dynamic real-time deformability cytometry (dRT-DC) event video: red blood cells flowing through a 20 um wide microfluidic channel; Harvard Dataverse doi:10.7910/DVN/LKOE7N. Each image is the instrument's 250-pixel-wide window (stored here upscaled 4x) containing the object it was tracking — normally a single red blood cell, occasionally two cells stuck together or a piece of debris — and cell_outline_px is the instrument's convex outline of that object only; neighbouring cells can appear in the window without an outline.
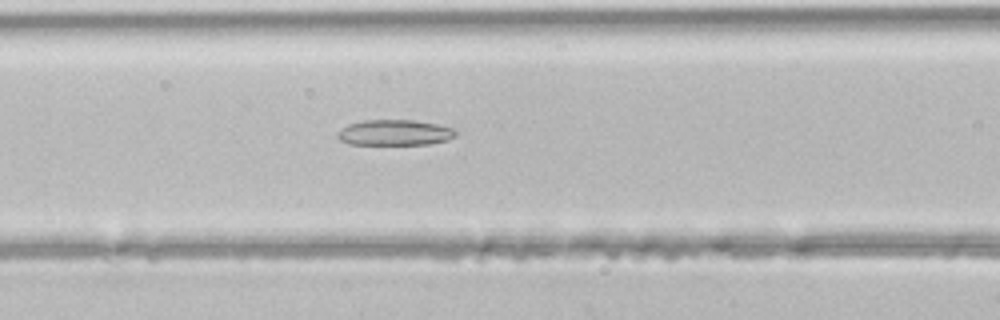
{"species": "common noctule bat (a hibernating species)", "species_latin": "Nyctalus noctula", "temperature_condition": "room temperature", "stored_images_in_passage": 32, "camera_frame_rate_fps": 3000, "um_per_image_px": 0.085, "animal": {"sex": "male", "body_mass_g": 21.5, "forearm_length_mm": 52.0}, "frame": {"image": 1, "passage_image": 5, "time_ms": 1.333, "image_size_px": [1000, 320], "cell_outline_px": [[456, 136], [448, 140], [428, 144], [348, 144], [340, 140], [336, 136], [336, 132], [340, 128], [348, 124], [364, 120], [412, 120], [436, 124], [452, 128], [456, 132]], "centroid_in_image_um": [33.5, 11.27], "position_along_channel_um": 133.1, "area_um2": 17.69}}
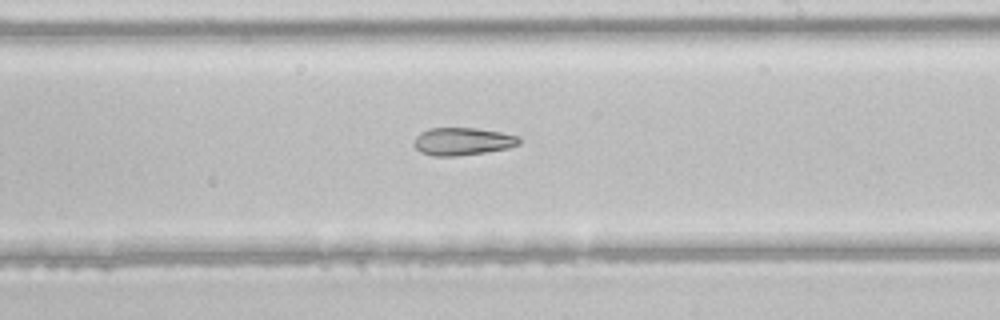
{"frame": {"image": 2, "passage_image": 13, "time_ms": 4.0, "image_size_px": [1000, 320], "cell_outline_px": [[520, 144], [508, 148], [484, 152], [456, 156], [432, 156], [420, 152], [412, 144], [412, 140], [420, 132], [428, 128], [476, 128], [500, 132], [516, 136], [520, 140]], "centroid_in_image_um": [39.25, 12.02], "position_along_channel_um": 249.8, "area_um2": 16.99}}
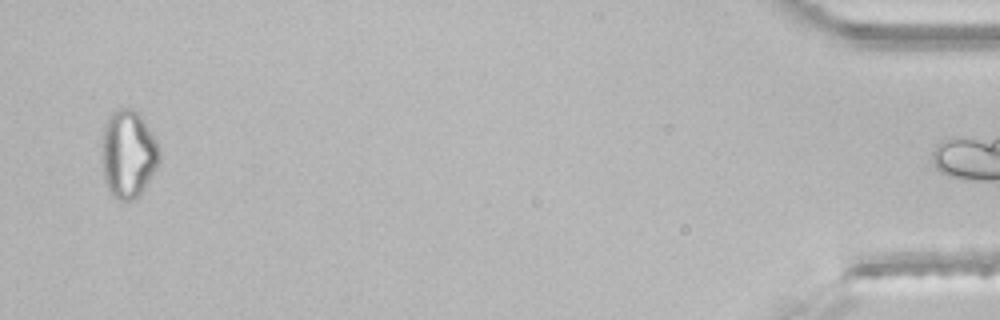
{"frame": {"image": 3, "passage_image": 31, "time_ms": 10.0, "image_size_px": [1000, 320], "cell_outline_px": [[160, 160], [156, 168], [140, 196], [132, 200], [116, 200], [112, 196], [104, 180], [104, 124], [108, 116], [116, 108], [132, 108], [140, 112], [156, 140], [160, 148]], "centroid_in_image_um": [10.94, 13.07], "position_along_channel_um": 424.3, "area_um2": 29.42}}